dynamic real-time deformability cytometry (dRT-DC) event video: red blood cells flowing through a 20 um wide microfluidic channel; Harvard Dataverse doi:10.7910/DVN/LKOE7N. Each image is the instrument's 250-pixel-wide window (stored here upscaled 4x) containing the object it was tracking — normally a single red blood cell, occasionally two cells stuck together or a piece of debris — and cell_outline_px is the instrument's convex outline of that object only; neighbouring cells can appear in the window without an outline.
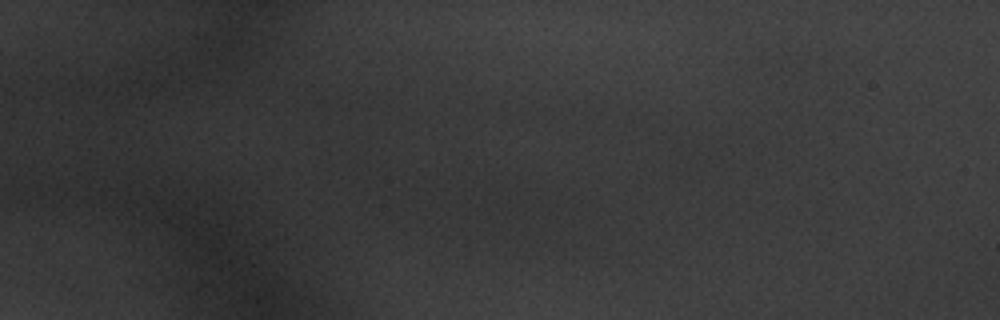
{"species": "common noctule bat (a hibernating species)", "species_latin": "Nyctalus noctula", "temperature_condition": "warm", "stored_images_in_passage": 16, "camera_frame_rate_fps": 3000, "um_per_image_px": 0.085, "animal": {"sex": "male", "body_mass_g": 20.1, "forearm_length_mm": 53.5}, "frame": {"image": 1, "passage_image": 16, "time_ms": 5.0, "image_size_px": [1000, 320], "cell_outline_px": [[580, 208], [572, 212], [516, 220], [484, 208], [480, 204], [520, 180], [572, 196], [580, 204]], "centroid_in_image_um": [45.07, 17.16], "position_along_channel_um": 39.9, "area_um2": 17.28}}